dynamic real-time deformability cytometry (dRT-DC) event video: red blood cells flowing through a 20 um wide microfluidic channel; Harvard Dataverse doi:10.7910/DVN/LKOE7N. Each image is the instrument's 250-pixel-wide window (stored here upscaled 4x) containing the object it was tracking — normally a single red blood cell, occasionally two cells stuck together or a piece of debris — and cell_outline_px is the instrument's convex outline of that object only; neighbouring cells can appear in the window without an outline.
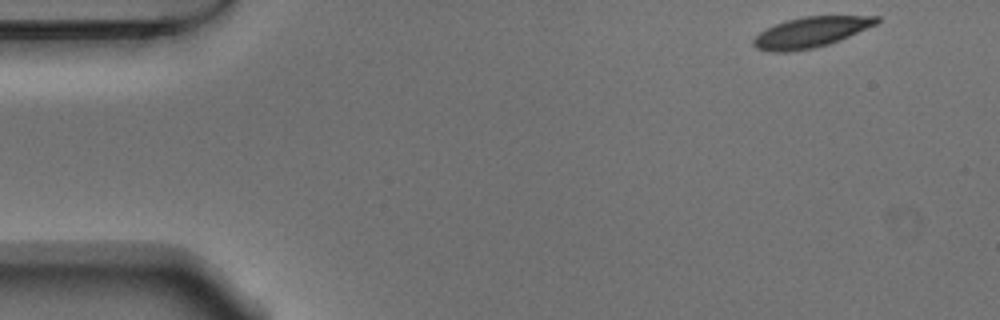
{"species": "Egyptian fruit bat (a non-hibernating species)", "species_latin": "Rousettus aegyptiacus", "temperature_condition": "warm", "stored_images_in_passage": 50, "camera_frame_rate_fps": 3000, "um_per_image_px": 0.085, "animal": {"sex": "male"}, "frame": {"image": 1, "passage_image": 1, "time_ms": 0.0, "image_size_px": [1000, 320], "cell_outline_px": [[880, 20], [876, 24], [840, 40], [828, 44], [812, 48], [788, 52], [772, 52], [756, 48], [752, 44], [752, 40], [760, 32], [776, 24], [788, 20], [804, 16], [880, 16]], "centroid_in_image_um": [68.9, 2.74], "position_along_channel_um": 16.1, "area_um2": 21.62}}
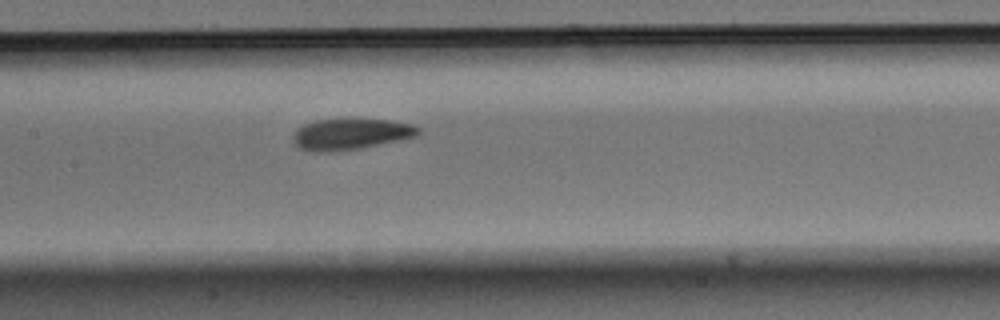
{"frame": {"image": 2, "passage_image": 22, "time_ms": 7.0, "image_size_px": [1000, 320], "cell_outline_px": [[420, 132], [416, 136], [400, 140], [364, 148], [332, 152], [308, 152], [296, 148], [292, 140], [292, 136], [296, 128], [304, 124], [316, 120], [352, 116], [392, 120], [412, 124], [420, 128]], "centroid_in_image_um": [29.76, 11.37], "position_along_channel_um": 177.6, "area_um2": 24.1}}
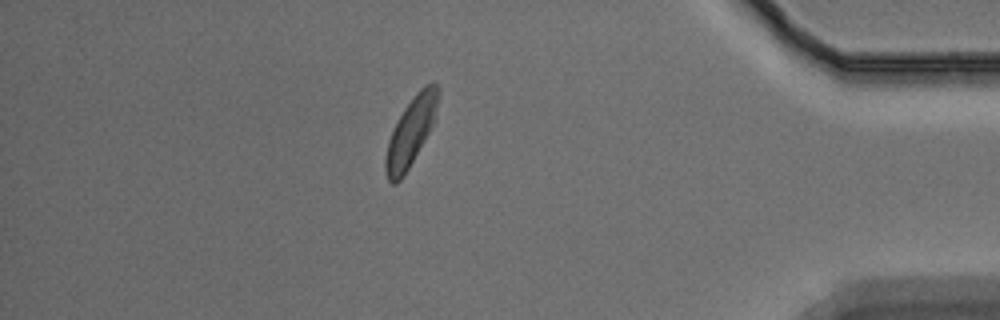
{"frame": {"image": 3, "passage_image": 43, "time_ms": 14.0, "image_size_px": [1000, 320], "cell_outline_px": [[440, 88], [432, 124], [424, 140], [408, 168], [400, 180], [396, 184], [392, 184], [388, 180], [384, 168], [384, 160], [388, 140], [396, 120], [404, 108], [416, 92], [424, 84], [436, 84]], "centroid_in_image_um": [34.87, 11.2], "position_along_channel_um": 400.3, "area_um2": 20.52}, "authors_computed_cell_mechanics": {"area_um2": 22.2819, "velocity_mm_per_s": 3.7473, "shape_relaxation_time_tau1_ms": 2.8321, "shape_relaxation_time_tau2_ms": 3.6585, "deformation_change_tau1": 0.1487, "deformation_change_tau2": 0.092}}